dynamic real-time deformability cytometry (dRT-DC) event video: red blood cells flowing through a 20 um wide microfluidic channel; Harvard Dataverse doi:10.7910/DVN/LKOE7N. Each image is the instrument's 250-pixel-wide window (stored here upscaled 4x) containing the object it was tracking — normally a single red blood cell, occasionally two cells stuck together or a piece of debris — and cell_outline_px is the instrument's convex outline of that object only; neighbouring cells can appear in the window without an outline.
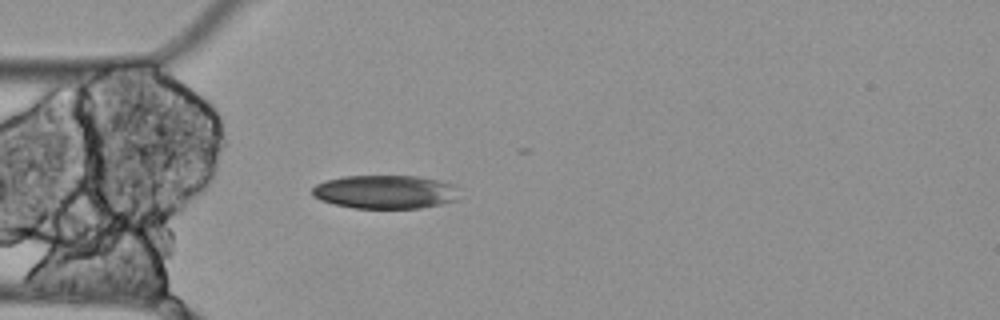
{"species": "Egyptian fruit bat (a non-hibernating species)", "species_latin": "Rousettus aegyptiacus", "temperature_condition": "cold", "stored_images_in_passage": 4, "camera_frame_rate_fps": 3000, "um_per_image_px": 0.085, "animal": {"sex": "female"}, "frame": {"image": 1, "passage_image": 4, "time_ms": 1.0, "image_size_px": [1000, 320], "cell_outline_px": [[460, 200], [444, 204], [420, 208], [356, 208], [336, 204], [320, 200], [312, 196], [312, 188], [316, 184], [328, 180], [344, 176], [416, 176], [440, 180], [452, 184], [456, 188]], "centroid_in_image_um": [32.79, 16.31], "position_along_channel_um": 52.2, "area_um2": 28.9}}